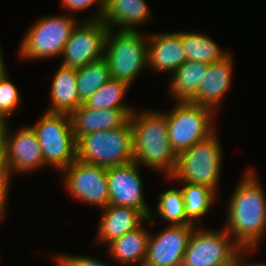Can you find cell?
Wrapping results in <instances>:
<instances>
[{
    "label": "cell",
    "mask_w": 266,
    "mask_h": 266,
    "mask_svg": "<svg viewBox=\"0 0 266 266\" xmlns=\"http://www.w3.org/2000/svg\"><path fill=\"white\" fill-rule=\"evenodd\" d=\"M61 2L63 7L67 11L69 10V13L82 12L89 6L97 4L96 14L89 17L87 21L100 20L106 5V0H61Z\"/></svg>",
    "instance_id": "cell-29"
},
{
    "label": "cell",
    "mask_w": 266,
    "mask_h": 266,
    "mask_svg": "<svg viewBox=\"0 0 266 266\" xmlns=\"http://www.w3.org/2000/svg\"><path fill=\"white\" fill-rule=\"evenodd\" d=\"M8 132L5 166L11 176L33 172L45 166L41 147L31 125Z\"/></svg>",
    "instance_id": "cell-14"
},
{
    "label": "cell",
    "mask_w": 266,
    "mask_h": 266,
    "mask_svg": "<svg viewBox=\"0 0 266 266\" xmlns=\"http://www.w3.org/2000/svg\"><path fill=\"white\" fill-rule=\"evenodd\" d=\"M253 170L242 175L222 226L243 250H257L266 234V194Z\"/></svg>",
    "instance_id": "cell-1"
},
{
    "label": "cell",
    "mask_w": 266,
    "mask_h": 266,
    "mask_svg": "<svg viewBox=\"0 0 266 266\" xmlns=\"http://www.w3.org/2000/svg\"><path fill=\"white\" fill-rule=\"evenodd\" d=\"M145 0H106L101 20L108 28L119 31H137V25L150 19V9ZM136 27V28H135Z\"/></svg>",
    "instance_id": "cell-19"
},
{
    "label": "cell",
    "mask_w": 266,
    "mask_h": 266,
    "mask_svg": "<svg viewBox=\"0 0 266 266\" xmlns=\"http://www.w3.org/2000/svg\"><path fill=\"white\" fill-rule=\"evenodd\" d=\"M172 266H188V265H186L184 261H180L178 263H174Z\"/></svg>",
    "instance_id": "cell-36"
},
{
    "label": "cell",
    "mask_w": 266,
    "mask_h": 266,
    "mask_svg": "<svg viewBox=\"0 0 266 266\" xmlns=\"http://www.w3.org/2000/svg\"><path fill=\"white\" fill-rule=\"evenodd\" d=\"M11 179V177H0V220L4 213H7L5 210L8 204Z\"/></svg>",
    "instance_id": "cell-31"
},
{
    "label": "cell",
    "mask_w": 266,
    "mask_h": 266,
    "mask_svg": "<svg viewBox=\"0 0 266 266\" xmlns=\"http://www.w3.org/2000/svg\"><path fill=\"white\" fill-rule=\"evenodd\" d=\"M139 166L137 162L132 161L106 169L109 205L135 208L151 220L154 216L143 195L144 185Z\"/></svg>",
    "instance_id": "cell-12"
},
{
    "label": "cell",
    "mask_w": 266,
    "mask_h": 266,
    "mask_svg": "<svg viewBox=\"0 0 266 266\" xmlns=\"http://www.w3.org/2000/svg\"><path fill=\"white\" fill-rule=\"evenodd\" d=\"M31 127L41 147L45 166L50 165L61 172L77 159V140L70 114L45 111Z\"/></svg>",
    "instance_id": "cell-6"
},
{
    "label": "cell",
    "mask_w": 266,
    "mask_h": 266,
    "mask_svg": "<svg viewBox=\"0 0 266 266\" xmlns=\"http://www.w3.org/2000/svg\"><path fill=\"white\" fill-rule=\"evenodd\" d=\"M148 35L137 31H115L109 28L105 38L104 58L108 62L110 77L133 85L141 71L147 67Z\"/></svg>",
    "instance_id": "cell-5"
},
{
    "label": "cell",
    "mask_w": 266,
    "mask_h": 266,
    "mask_svg": "<svg viewBox=\"0 0 266 266\" xmlns=\"http://www.w3.org/2000/svg\"><path fill=\"white\" fill-rule=\"evenodd\" d=\"M182 40L188 61L210 64L225 57L224 52L207 34L195 32H176Z\"/></svg>",
    "instance_id": "cell-23"
},
{
    "label": "cell",
    "mask_w": 266,
    "mask_h": 266,
    "mask_svg": "<svg viewBox=\"0 0 266 266\" xmlns=\"http://www.w3.org/2000/svg\"><path fill=\"white\" fill-rule=\"evenodd\" d=\"M167 117L168 137L177 156L195 143L215 132V112L205 106L188 101H176Z\"/></svg>",
    "instance_id": "cell-8"
},
{
    "label": "cell",
    "mask_w": 266,
    "mask_h": 266,
    "mask_svg": "<svg viewBox=\"0 0 266 266\" xmlns=\"http://www.w3.org/2000/svg\"><path fill=\"white\" fill-rule=\"evenodd\" d=\"M157 213L162 221H168L169 225H196L185 214L182 191L178 188H170L163 191L158 197Z\"/></svg>",
    "instance_id": "cell-27"
},
{
    "label": "cell",
    "mask_w": 266,
    "mask_h": 266,
    "mask_svg": "<svg viewBox=\"0 0 266 266\" xmlns=\"http://www.w3.org/2000/svg\"><path fill=\"white\" fill-rule=\"evenodd\" d=\"M8 119L0 115V156L3 158L6 154L7 136L10 130Z\"/></svg>",
    "instance_id": "cell-32"
},
{
    "label": "cell",
    "mask_w": 266,
    "mask_h": 266,
    "mask_svg": "<svg viewBox=\"0 0 266 266\" xmlns=\"http://www.w3.org/2000/svg\"><path fill=\"white\" fill-rule=\"evenodd\" d=\"M98 223L96 244L108 245L124 234L138 228L147 218L137 209L108 205L102 209Z\"/></svg>",
    "instance_id": "cell-18"
},
{
    "label": "cell",
    "mask_w": 266,
    "mask_h": 266,
    "mask_svg": "<svg viewBox=\"0 0 266 266\" xmlns=\"http://www.w3.org/2000/svg\"><path fill=\"white\" fill-rule=\"evenodd\" d=\"M253 251L255 252L256 250H242L238 254V256L235 259L232 266H266L265 262H255V263H250V264L245 263V261H244V258H246L245 255H247V257H248V254L253 253ZM243 256H244V258H243Z\"/></svg>",
    "instance_id": "cell-33"
},
{
    "label": "cell",
    "mask_w": 266,
    "mask_h": 266,
    "mask_svg": "<svg viewBox=\"0 0 266 266\" xmlns=\"http://www.w3.org/2000/svg\"><path fill=\"white\" fill-rule=\"evenodd\" d=\"M2 53H3V50L0 45V77L8 74L7 68L5 66L6 64L4 62V57H3L4 55Z\"/></svg>",
    "instance_id": "cell-34"
},
{
    "label": "cell",
    "mask_w": 266,
    "mask_h": 266,
    "mask_svg": "<svg viewBox=\"0 0 266 266\" xmlns=\"http://www.w3.org/2000/svg\"><path fill=\"white\" fill-rule=\"evenodd\" d=\"M0 177H12L6 169L5 160L2 156H0Z\"/></svg>",
    "instance_id": "cell-35"
},
{
    "label": "cell",
    "mask_w": 266,
    "mask_h": 266,
    "mask_svg": "<svg viewBox=\"0 0 266 266\" xmlns=\"http://www.w3.org/2000/svg\"><path fill=\"white\" fill-rule=\"evenodd\" d=\"M105 167L88 164L78 159L63 169V184L69 194L100 210L109 205L108 181Z\"/></svg>",
    "instance_id": "cell-10"
},
{
    "label": "cell",
    "mask_w": 266,
    "mask_h": 266,
    "mask_svg": "<svg viewBox=\"0 0 266 266\" xmlns=\"http://www.w3.org/2000/svg\"><path fill=\"white\" fill-rule=\"evenodd\" d=\"M184 199L185 214L195 224L208 213L211 205L216 201L217 192L204 185L180 182ZM197 220V221H196Z\"/></svg>",
    "instance_id": "cell-25"
},
{
    "label": "cell",
    "mask_w": 266,
    "mask_h": 266,
    "mask_svg": "<svg viewBox=\"0 0 266 266\" xmlns=\"http://www.w3.org/2000/svg\"><path fill=\"white\" fill-rule=\"evenodd\" d=\"M222 147L216 132L177 156L174 174L167 177L185 183L204 185L218 193L222 168Z\"/></svg>",
    "instance_id": "cell-4"
},
{
    "label": "cell",
    "mask_w": 266,
    "mask_h": 266,
    "mask_svg": "<svg viewBox=\"0 0 266 266\" xmlns=\"http://www.w3.org/2000/svg\"><path fill=\"white\" fill-rule=\"evenodd\" d=\"M128 84L118 79L107 80L89 99L85 105L93 109H133L123 102L128 93Z\"/></svg>",
    "instance_id": "cell-26"
},
{
    "label": "cell",
    "mask_w": 266,
    "mask_h": 266,
    "mask_svg": "<svg viewBox=\"0 0 266 266\" xmlns=\"http://www.w3.org/2000/svg\"><path fill=\"white\" fill-rule=\"evenodd\" d=\"M149 221L151 220L147 218L138 228L129 231L107 245L108 254L113 260L122 266L144 265L150 236V230L148 231L144 224L145 222L149 223Z\"/></svg>",
    "instance_id": "cell-20"
},
{
    "label": "cell",
    "mask_w": 266,
    "mask_h": 266,
    "mask_svg": "<svg viewBox=\"0 0 266 266\" xmlns=\"http://www.w3.org/2000/svg\"><path fill=\"white\" fill-rule=\"evenodd\" d=\"M135 109H93L82 104L71 114L73 134L79 137L97 131H104L124 125Z\"/></svg>",
    "instance_id": "cell-17"
},
{
    "label": "cell",
    "mask_w": 266,
    "mask_h": 266,
    "mask_svg": "<svg viewBox=\"0 0 266 266\" xmlns=\"http://www.w3.org/2000/svg\"><path fill=\"white\" fill-rule=\"evenodd\" d=\"M50 89L51 106L46 112L71 114L82 104L77 94L76 68L60 65Z\"/></svg>",
    "instance_id": "cell-21"
},
{
    "label": "cell",
    "mask_w": 266,
    "mask_h": 266,
    "mask_svg": "<svg viewBox=\"0 0 266 266\" xmlns=\"http://www.w3.org/2000/svg\"><path fill=\"white\" fill-rule=\"evenodd\" d=\"M9 78L8 74L0 77V115L5 118L19 109L22 101L17 87Z\"/></svg>",
    "instance_id": "cell-28"
},
{
    "label": "cell",
    "mask_w": 266,
    "mask_h": 266,
    "mask_svg": "<svg viewBox=\"0 0 266 266\" xmlns=\"http://www.w3.org/2000/svg\"><path fill=\"white\" fill-rule=\"evenodd\" d=\"M233 56L228 53L222 59L208 64L198 94L190 101L208 107L215 113L232 85Z\"/></svg>",
    "instance_id": "cell-16"
},
{
    "label": "cell",
    "mask_w": 266,
    "mask_h": 266,
    "mask_svg": "<svg viewBox=\"0 0 266 266\" xmlns=\"http://www.w3.org/2000/svg\"><path fill=\"white\" fill-rule=\"evenodd\" d=\"M197 225H167L148 240L143 266H172L183 261L190 236Z\"/></svg>",
    "instance_id": "cell-13"
},
{
    "label": "cell",
    "mask_w": 266,
    "mask_h": 266,
    "mask_svg": "<svg viewBox=\"0 0 266 266\" xmlns=\"http://www.w3.org/2000/svg\"><path fill=\"white\" fill-rule=\"evenodd\" d=\"M242 250L224 227L217 231L195 227L183 261L188 266H232Z\"/></svg>",
    "instance_id": "cell-9"
},
{
    "label": "cell",
    "mask_w": 266,
    "mask_h": 266,
    "mask_svg": "<svg viewBox=\"0 0 266 266\" xmlns=\"http://www.w3.org/2000/svg\"><path fill=\"white\" fill-rule=\"evenodd\" d=\"M52 257L59 266H113L90 256H77L70 254H57Z\"/></svg>",
    "instance_id": "cell-30"
},
{
    "label": "cell",
    "mask_w": 266,
    "mask_h": 266,
    "mask_svg": "<svg viewBox=\"0 0 266 266\" xmlns=\"http://www.w3.org/2000/svg\"><path fill=\"white\" fill-rule=\"evenodd\" d=\"M163 111L135 110L129 117L133 132L134 161L171 177L177 166V154L168 137L167 117Z\"/></svg>",
    "instance_id": "cell-2"
},
{
    "label": "cell",
    "mask_w": 266,
    "mask_h": 266,
    "mask_svg": "<svg viewBox=\"0 0 266 266\" xmlns=\"http://www.w3.org/2000/svg\"><path fill=\"white\" fill-rule=\"evenodd\" d=\"M76 75L77 94L81 104H85L89 97L111 78L108 62L104 57L76 68Z\"/></svg>",
    "instance_id": "cell-24"
},
{
    "label": "cell",
    "mask_w": 266,
    "mask_h": 266,
    "mask_svg": "<svg viewBox=\"0 0 266 266\" xmlns=\"http://www.w3.org/2000/svg\"><path fill=\"white\" fill-rule=\"evenodd\" d=\"M108 29L101 19L78 23L65 43L61 65L80 68L103 58Z\"/></svg>",
    "instance_id": "cell-11"
},
{
    "label": "cell",
    "mask_w": 266,
    "mask_h": 266,
    "mask_svg": "<svg viewBox=\"0 0 266 266\" xmlns=\"http://www.w3.org/2000/svg\"><path fill=\"white\" fill-rule=\"evenodd\" d=\"M76 20L72 13L39 17L22 38L19 57L26 61L59 57L73 29L80 23Z\"/></svg>",
    "instance_id": "cell-7"
},
{
    "label": "cell",
    "mask_w": 266,
    "mask_h": 266,
    "mask_svg": "<svg viewBox=\"0 0 266 266\" xmlns=\"http://www.w3.org/2000/svg\"><path fill=\"white\" fill-rule=\"evenodd\" d=\"M208 64L186 61L172 75L169 92L176 101H191L199 92Z\"/></svg>",
    "instance_id": "cell-22"
},
{
    "label": "cell",
    "mask_w": 266,
    "mask_h": 266,
    "mask_svg": "<svg viewBox=\"0 0 266 266\" xmlns=\"http://www.w3.org/2000/svg\"><path fill=\"white\" fill-rule=\"evenodd\" d=\"M147 67L171 75L187 61L181 37L174 31L149 34Z\"/></svg>",
    "instance_id": "cell-15"
},
{
    "label": "cell",
    "mask_w": 266,
    "mask_h": 266,
    "mask_svg": "<svg viewBox=\"0 0 266 266\" xmlns=\"http://www.w3.org/2000/svg\"><path fill=\"white\" fill-rule=\"evenodd\" d=\"M77 159L105 168L134 161L133 132L130 120L117 128L92 132L79 137Z\"/></svg>",
    "instance_id": "cell-3"
}]
</instances>
